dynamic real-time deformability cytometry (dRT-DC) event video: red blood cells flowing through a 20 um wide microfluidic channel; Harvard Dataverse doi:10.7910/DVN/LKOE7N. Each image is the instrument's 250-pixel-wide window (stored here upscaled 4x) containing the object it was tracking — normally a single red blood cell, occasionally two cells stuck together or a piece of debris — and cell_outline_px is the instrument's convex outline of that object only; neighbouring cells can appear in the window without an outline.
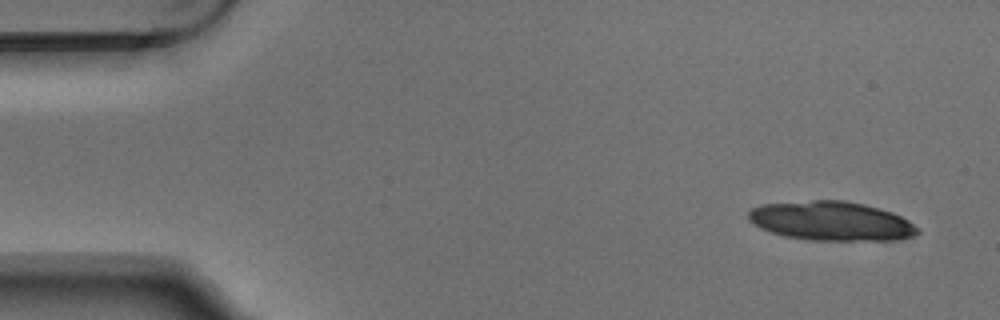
{"species": "Egyptian fruit bat (a non-hibernating species)", "species_latin": "Rousettus aegyptiacus", "temperature_condition": "warm", "stored_images_in_passage": 6, "camera_frame_rate_fps": 3000, "um_per_image_px": 0.085, "animal": {"sex": "male"}, "frame": {"image": 1, "passage_image": 1, "time_ms": 0.0, "image_size_px": [1000, 320], "cell_outline_px": [[920, 232], [912, 236], [900, 240], [808, 240], [784, 236], [760, 228], [748, 220], [748, 212], [752, 208], [760, 204], [812, 200], [844, 200], [864, 204], [880, 208], [892, 212], [908, 220], [920, 228]], "centroid_in_image_um": [70.67, 18.78], "position_along_channel_um": 14.3, "area_um2": 38.9}}
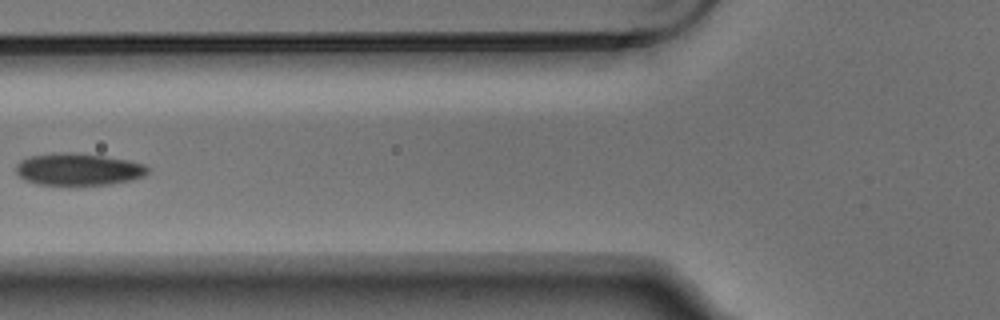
{"frame": {"image": 2, "passage_image": 6, "time_ms": 1.667, "image_size_px": [1000, 320], "cell_outline_px": [[148, 172], [144, 176], [132, 180], [108, 184], [80, 188], [36, 184], [24, 180], [16, 172], [16, 164], [20, 160], [28, 156], [52, 152], [76, 152], [104, 156], [128, 160], [144, 164], [148, 168]], "centroid_in_image_um": [6.61, 14.42], "position_along_channel_um": 119.2, "area_um2": 25.78}}